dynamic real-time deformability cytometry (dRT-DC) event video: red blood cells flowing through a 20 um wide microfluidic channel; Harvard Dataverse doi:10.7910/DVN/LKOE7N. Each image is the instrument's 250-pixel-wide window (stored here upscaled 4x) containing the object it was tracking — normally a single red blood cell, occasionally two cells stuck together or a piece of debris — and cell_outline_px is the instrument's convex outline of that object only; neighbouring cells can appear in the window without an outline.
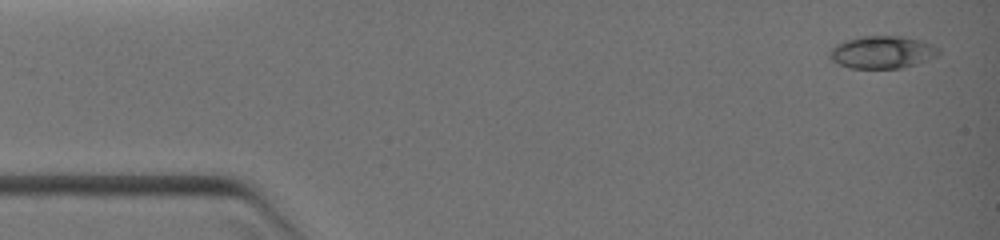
{"species": "common noctule bat (a hibernating species)", "species_latin": "Nyctalus noctula", "temperature_condition": "warm", "stored_images_in_passage": 5, "camera_frame_rate_fps": 3000, "um_per_image_px": 0.085, "animal": {"sex": "female", "body_mass_g": 19.0, "forearm_length_mm": 51.5}, "frame": {"image": 1, "passage_image": 1, "time_ms": 0.0, "image_size_px": [1000, 240], "cell_outline_px": [[940, 52], [936, 56], [900, 68], [852, 68], [840, 64], [832, 60], [828, 56], [828, 52], [832, 48], [848, 40], [860, 36], [904, 36], [928, 44], [936, 48]], "centroid_in_image_um": [74.93, 4.44], "position_along_channel_um": 10.1, "area_um2": 19.94}}
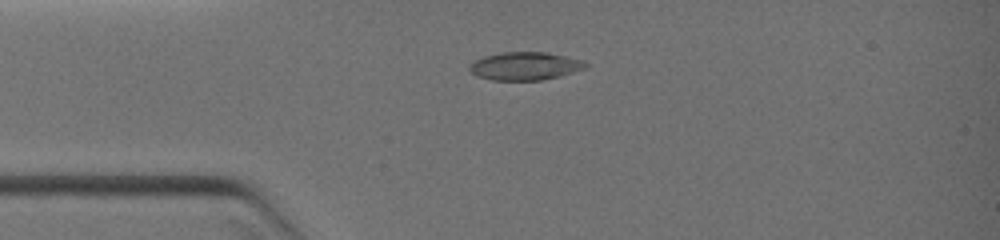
{"frame": {"image": 2, "passage_image": 4, "time_ms": 2.333, "image_size_px": [1000, 240], "cell_outline_px": [[588, 68], [560, 76], [540, 80], [492, 80], [476, 76], [468, 68], [476, 60], [484, 56], [500, 52], [548, 52], [580, 60], [588, 64]], "centroid_in_image_um": [44.64, 5.61], "position_along_channel_um": 40.4, "area_um2": 18.9}}